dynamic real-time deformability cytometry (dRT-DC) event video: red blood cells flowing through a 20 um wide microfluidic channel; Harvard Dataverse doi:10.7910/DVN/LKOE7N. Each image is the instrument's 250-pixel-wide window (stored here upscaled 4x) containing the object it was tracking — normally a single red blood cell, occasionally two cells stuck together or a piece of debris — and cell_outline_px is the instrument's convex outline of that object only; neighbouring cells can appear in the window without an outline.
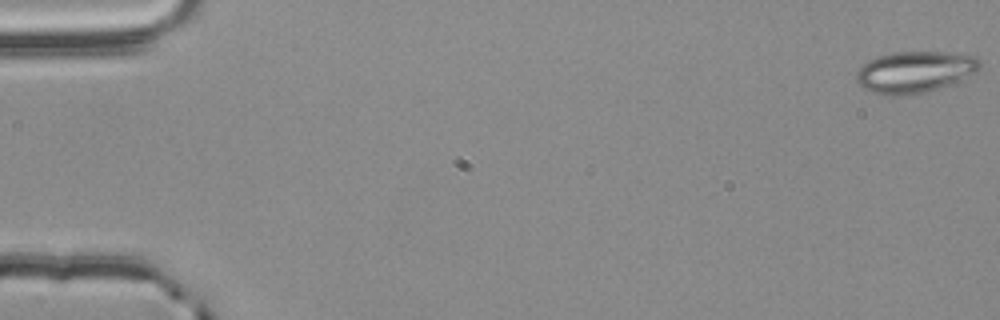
{"species": "common noctule bat (a hibernating species)", "species_latin": "Nyctalus noctula", "temperature_condition": "room temperature", "stored_images_in_passage": 52, "camera_frame_rate_fps": 3000, "um_per_image_px": 0.085, "animal": {"sex": "male", "body_mass_g": 20.4}, "frame": {"image": 1, "passage_image": 1, "time_ms": 0.0, "image_size_px": [1000, 320], "cell_outline_px": [[980, 68], [976, 72], [960, 80], [940, 88], [924, 92], [904, 96], [884, 96], [872, 92], [864, 88], [856, 80], [856, 72], [868, 60], [876, 56], [892, 52], [948, 52], [976, 56], [980, 60]], "centroid_in_image_um": [77.75, 6.12], "position_along_channel_um": 7.3, "area_um2": 30.06}}
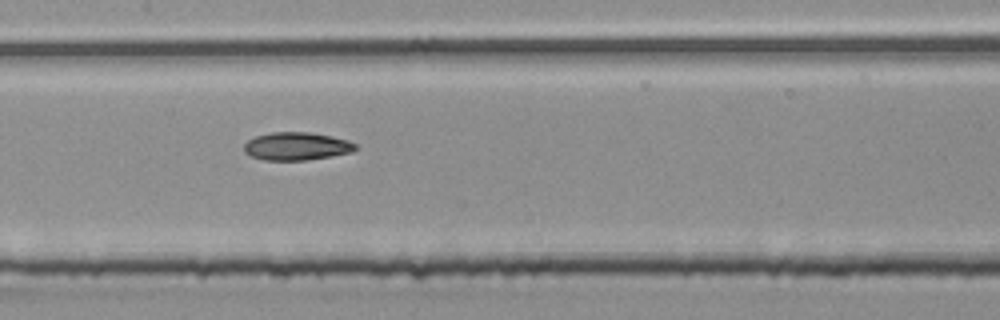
{"frame": {"image": 2, "passage_image": 28, "time_ms": 9.0, "image_size_px": [1000, 320], "cell_outline_px": [[356, 148], [352, 152], [332, 156], [304, 160], [264, 160], [252, 156], [244, 152], [244, 144], [248, 140], [256, 136], [272, 132], [312, 132], [332, 136], [348, 140], [356, 144]], "centroid_in_image_um": [25.21, 12.42], "position_along_channel_um": 182.2, "area_um2": 18.15}}
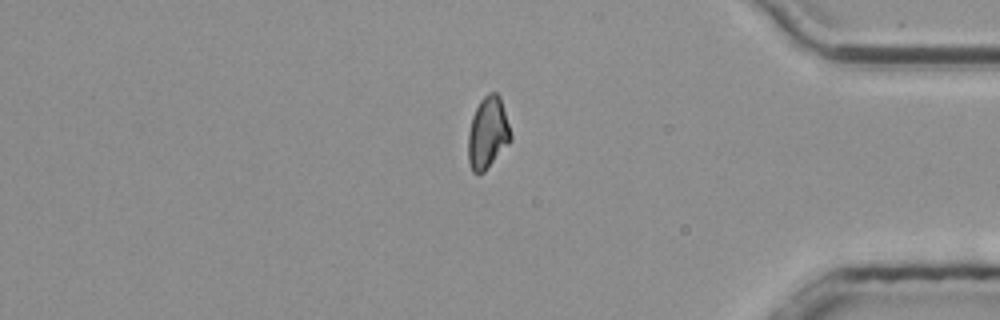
{"frame": {"image": 3, "passage_image": 47, "time_ms": 15.333, "image_size_px": [1000, 320], "cell_outline_px": [[512, 140], [484, 172], [476, 176], [472, 172], [468, 160], [468, 132], [472, 116], [480, 100], [488, 92], [496, 92], [500, 96], [512, 136]], "centroid_in_image_um": [41.45, 11.32], "position_along_channel_um": 393.8, "area_um2": 17.98}, "authors_computed_cell_mechanics": {"area_um2": 18.6405, "velocity_mm_per_s": 3.7872, "shape_relaxation_time_tau1_ms": 4.8478, "shape_relaxation_time_tau2_ms": 5.3159, "deformation_change_tau1": 0.1365, "deformation_change_tau2": 0.1099}}